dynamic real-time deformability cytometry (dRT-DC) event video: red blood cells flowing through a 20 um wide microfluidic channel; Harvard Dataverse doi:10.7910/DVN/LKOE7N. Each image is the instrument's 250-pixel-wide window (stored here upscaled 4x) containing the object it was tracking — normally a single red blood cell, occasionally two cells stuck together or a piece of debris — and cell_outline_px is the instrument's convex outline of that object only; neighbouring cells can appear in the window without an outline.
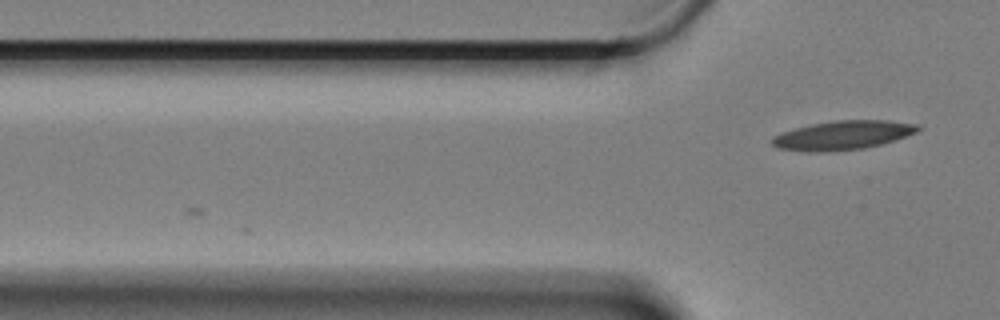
{"species": "Egyptian fruit bat (a non-hibernating species)", "species_latin": "Rousettus aegyptiacus", "temperature_condition": "cold", "stored_images_in_passage": 9, "camera_frame_rate_fps": 3000, "um_per_image_px": 0.085, "animal": {"sex": "female"}, "frame": {"image": 1, "passage_image": 9, "time_ms": 2.667, "image_size_px": [1000, 320], "cell_outline_px": [[920, 128], [916, 132], [896, 140], [864, 148], [824, 152], [808, 152], [776, 148], [768, 140], [772, 136], [780, 132], [812, 124], [832, 120], [888, 120], [920, 124]], "centroid_in_image_um": [71.59, 11.49], "position_along_channel_um": 54.2, "area_um2": 24.91}}